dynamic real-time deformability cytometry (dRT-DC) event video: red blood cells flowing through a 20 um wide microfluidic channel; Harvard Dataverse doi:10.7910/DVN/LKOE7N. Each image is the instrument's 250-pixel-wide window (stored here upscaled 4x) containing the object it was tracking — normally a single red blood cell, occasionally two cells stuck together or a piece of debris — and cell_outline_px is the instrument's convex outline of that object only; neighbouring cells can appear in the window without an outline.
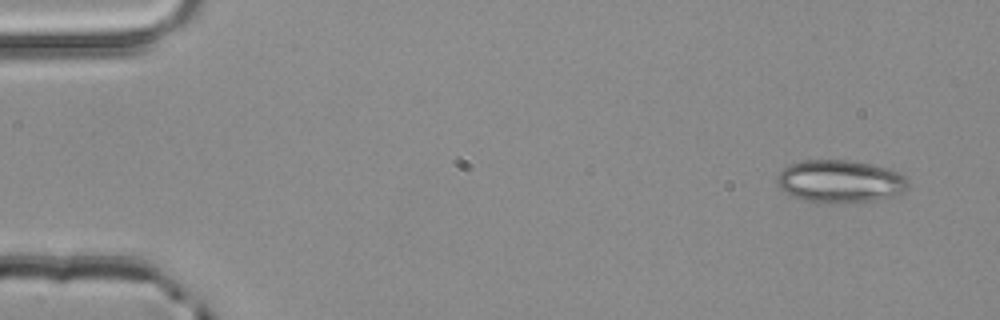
{"species": "common noctule bat (a hibernating species)", "species_latin": "Nyctalus noctula", "temperature_condition": "room temperature", "stored_images_in_passage": 4, "camera_frame_rate_fps": 3000, "um_per_image_px": 0.085, "animal": {"sex": "male", "body_mass_g": 20.4}, "frame": {"image": 1, "passage_image": 1, "time_ms": 0.0, "image_size_px": [1000, 320], "cell_outline_px": [[908, 188], [900, 192], [888, 196], [872, 200], [828, 204], [800, 200], [784, 192], [776, 184], [776, 176], [788, 164], [800, 160], [848, 160], [872, 164], [888, 168], [900, 172], [908, 180]], "centroid_in_image_um": [71.34, 15.41], "position_along_channel_um": 13.7, "area_um2": 32.83}}